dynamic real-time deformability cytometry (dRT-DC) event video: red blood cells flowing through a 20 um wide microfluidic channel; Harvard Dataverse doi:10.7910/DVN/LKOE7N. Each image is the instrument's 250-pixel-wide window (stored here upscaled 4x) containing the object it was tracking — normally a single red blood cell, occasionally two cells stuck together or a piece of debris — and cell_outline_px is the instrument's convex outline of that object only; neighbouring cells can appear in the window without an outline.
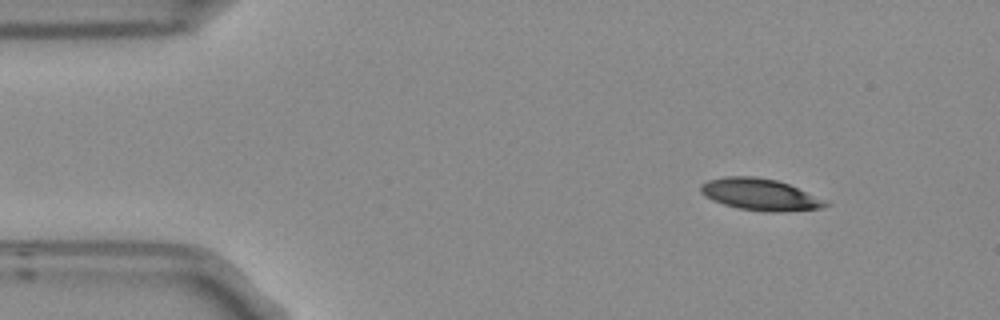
{"species": "Egyptian fruit bat (a non-hibernating species)", "species_latin": "Rousettus aegyptiacus", "temperature_condition": "room temperature", "stored_images_in_passage": 3, "camera_frame_rate_fps": 3000, "um_per_image_px": 0.085, "frame": {"image": 1, "passage_image": 1, "time_ms": 0.0, "image_size_px": [1000, 320], "cell_outline_px": [[832, 204], [824, 208], [772, 212], [768, 212], [740, 208], [724, 204], [712, 200], [704, 196], [700, 192], [700, 184], [708, 180], [724, 176], [756, 176], [776, 180], [788, 184], [828, 200]], "centroid_in_image_um": [64.62, 16.52], "position_along_channel_um": 20.4, "area_um2": 23.18}}